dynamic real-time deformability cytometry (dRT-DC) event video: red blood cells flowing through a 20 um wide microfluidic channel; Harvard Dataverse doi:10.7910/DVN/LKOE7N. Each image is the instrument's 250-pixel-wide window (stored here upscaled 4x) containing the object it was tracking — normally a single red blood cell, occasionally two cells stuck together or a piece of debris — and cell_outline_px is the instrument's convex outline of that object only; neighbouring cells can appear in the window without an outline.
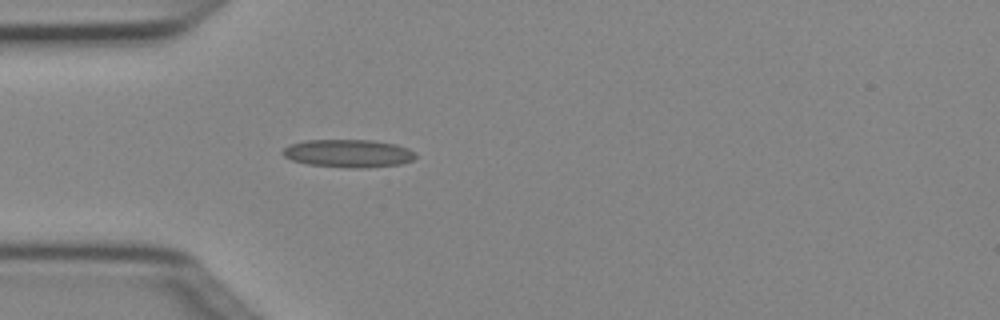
{"species": "Egyptian fruit bat (a non-hibernating species)", "species_latin": "Rousettus aegyptiacus", "temperature_condition": "cold", "stored_images_in_passage": 1, "camera_frame_rate_fps": 3000, "um_per_image_px": 0.085, "animal": {"sex": "female"}, "frame": {"image": 1, "passage_image": 1, "time_ms": 0.0, "image_size_px": [1000, 320], "cell_outline_px": [[416, 156], [412, 160], [400, 164], [364, 168], [348, 168], [308, 164], [292, 160], [284, 156], [280, 152], [288, 144], [304, 140], [372, 140], [396, 144], [408, 148], [416, 152]], "centroid_in_image_um": [29.59, 13.03], "position_along_channel_um": 55.4, "area_um2": 21.79}}